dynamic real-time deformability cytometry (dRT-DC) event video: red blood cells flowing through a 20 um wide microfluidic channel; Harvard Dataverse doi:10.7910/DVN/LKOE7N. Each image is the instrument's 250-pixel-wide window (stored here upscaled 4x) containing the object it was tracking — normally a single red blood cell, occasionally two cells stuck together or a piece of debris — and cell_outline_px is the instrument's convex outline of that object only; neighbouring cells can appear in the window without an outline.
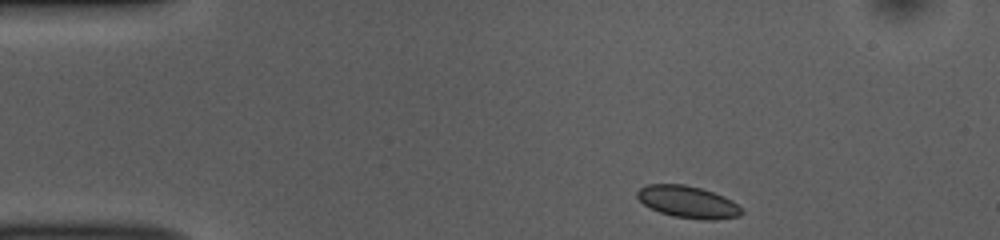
{"species": "common noctule bat (a hibernating species)", "species_latin": "Nyctalus noctula", "temperature_condition": "room temperature", "stored_images_in_passage": 45, "camera_frame_rate_fps": 3000, "um_per_image_px": 0.085, "animal": {"sex": "female", "body_mass_g": 10.0, "forearm_length_mm": 53.1}, "frame": {"image": 1, "passage_image": 1, "time_ms": 0.0, "image_size_px": [1000, 240], "cell_outline_px": [[744, 212], [740, 216], [712, 220], [700, 220], [672, 216], [660, 212], [644, 204], [636, 196], [636, 192], [640, 188], [648, 184], [684, 184], [700, 188], [724, 196], [732, 200]], "centroid_in_image_um": [58.47, 17.17], "position_along_channel_um": 26.5, "area_um2": 19.42}}
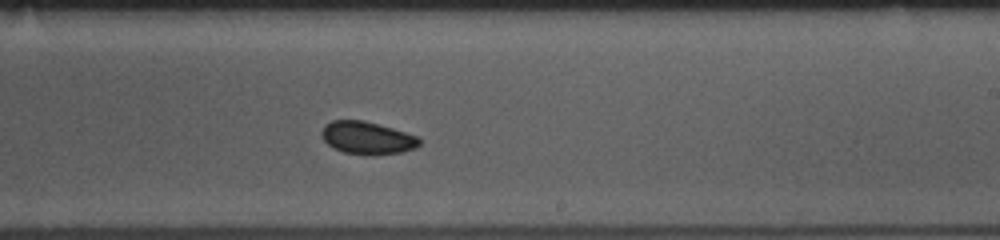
{"frame": {"image": 2, "passage_image": 24, "time_ms": 7.667, "image_size_px": [1000, 240], "cell_outline_px": [[420, 144], [416, 148], [400, 152], [372, 156], [344, 152], [332, 148], [324, 140], [320, 132], [324, 124], [332, 120], [364, 120], [420, 136]], "centroid_in_image_um": [31.21, 11.72], "position_along_channel_um": 257.8, "area_um2": 18.84}}
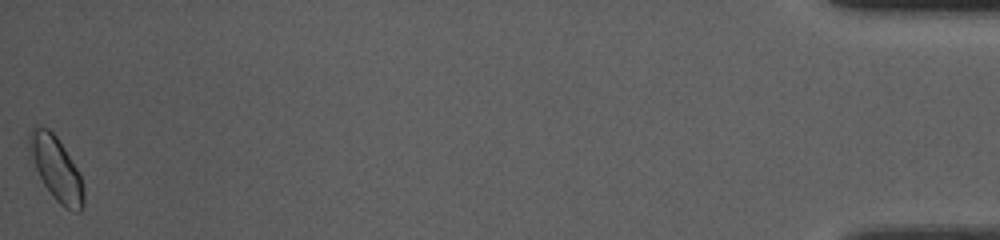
{"frame": {"image": 3, "passage_image": 45, "time_ms": 14.667, "image_size_px": [1000, 240], "cell_outline_px": [[84, 204], [80, 212], [76, 212], [64, 208], [52, 196], [44, 184], [36, 168], [28, 148], [28, 132], [32, 128], [48, 128], [56, 136], [64, 148], [76, 168], [80, 176], [84, 192]], "centroid_in_image_um": [4.78, 14.36], "position_along_channel_um": 430.4, "area_um2": 19.77}, "authors_computed_cell_mechanics": {"area_um2": 18.8428, "velocity_mm_per_s": 3.8138, "shape_relaxation_time_tau1_ms": 4.3785, "shape_relaxation_time_tau2_ms": 3.5595, "deformation_change_tau1": 0.0403, "deformation_change_tau2": 0.0482}}